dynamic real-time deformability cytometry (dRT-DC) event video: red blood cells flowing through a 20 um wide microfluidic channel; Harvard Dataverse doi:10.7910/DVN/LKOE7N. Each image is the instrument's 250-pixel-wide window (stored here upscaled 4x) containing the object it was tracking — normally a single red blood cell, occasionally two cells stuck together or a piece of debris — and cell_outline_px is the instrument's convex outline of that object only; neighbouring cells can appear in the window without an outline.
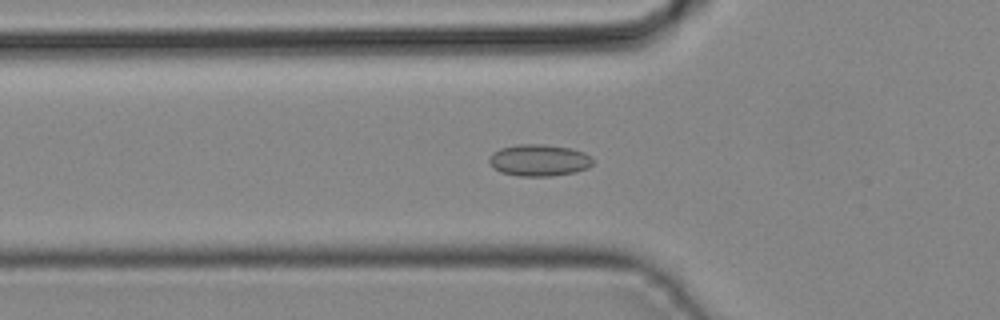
{"species": "common noctule bat (a hibernating species)", "species_latin": "Nyctalus noctula", "temperature_condition": "cold", "stored_images_in_passage": 42, "camera_frame_rate_fps": 3000, "um_per_image_px": 0.085, "animal": {"sex": "male", "body_mass_g": 19.2, "forearm_length_mm": 51.8}, "frame": {"image": 1, "passage_image": 14, "time_ms": 4.333, "image_size_px": [1000, 320], "cell_outline_px": [[592, 164], [588, 168], [576, 172], [552, 176], [516, 176], [500, 172], [492, 168], [488, 160], [492, 152], [500, 148], [516, 144], [544, 144], [572, 148], [584, 152], [592, 156]], "centroid_in_image_um": [45.8, 13.62], "position_along_channel_um": 80.0, "area_um2": 19.54}}
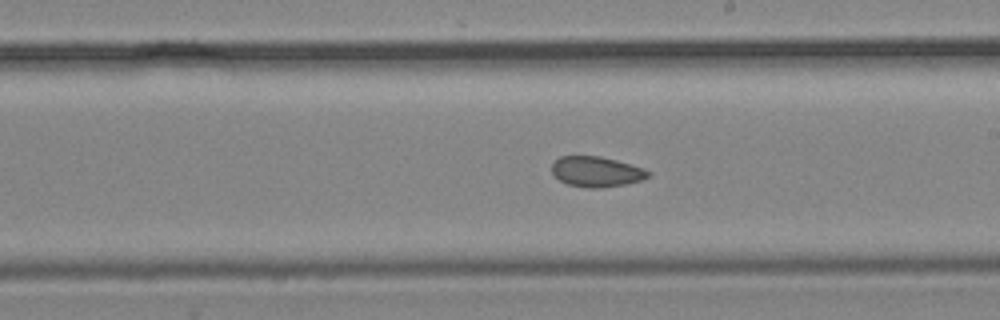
{"frame": {"image": 2, "passage_image": 24, "time_ms": 7.667, "image_size_px": [1000, 320], "cell_outline_px": [[652, 172], [648, 176], [640, 180], [624, 184], [604, 188], [588, 188], [568, 184], [560, 180], [552, 172], [552, 164], [560, 156], [600, 156], [616, 160], [644, 168]], "centroid_in_image_um": [50.7, 14.59], "position_along_channel_um": 238.3, "area_um2": 16.94}}
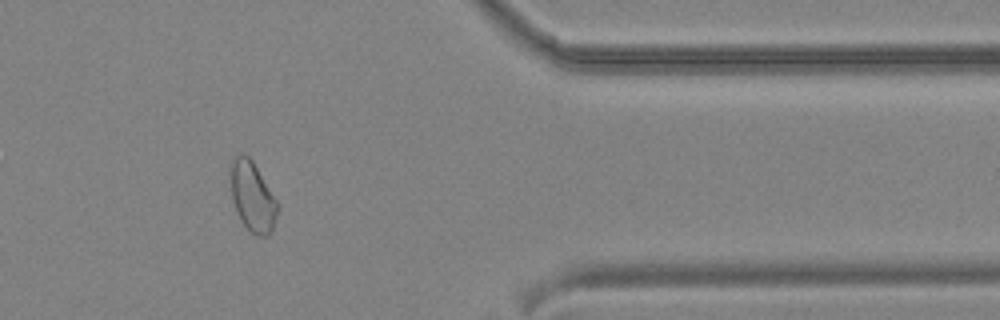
{"frame": {"image": 3, "passage_image": 35, "time_ms": 11.333, "image_size_px": [1000, 320], "cell_outline_px": [[280, 204], [272, 232], [268, 236], [256, 236], [248, 232], [240, 220], [232, 200], [228, 172], [228, 168], [232, 160], [240, 152], [244, 152], [252, 160]], "centroid_in_image_um": [21.44, 16.71], "position_along_channel_um": 390.0, "area_um2": 19.94}}